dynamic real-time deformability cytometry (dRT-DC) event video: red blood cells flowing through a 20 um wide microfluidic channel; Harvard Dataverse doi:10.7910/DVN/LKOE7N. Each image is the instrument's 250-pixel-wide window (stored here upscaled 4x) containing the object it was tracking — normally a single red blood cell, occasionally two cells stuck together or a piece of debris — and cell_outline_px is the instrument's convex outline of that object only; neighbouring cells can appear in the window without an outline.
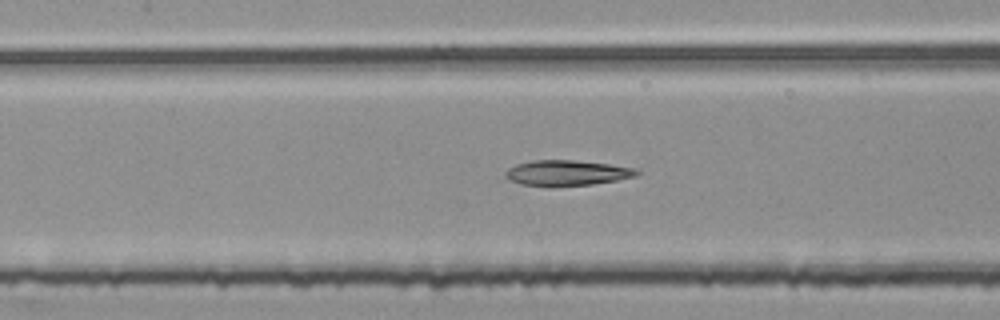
{"species": "common noctule bat (a hibernating species)", "species_latin": "Nyctalus noctula", "temperature_condition": "room temperature", "stored_images_in_passage": 53, "segment_of_instrument_passage": [2, 2], "camera_frame_rate_fps": 3000, "um_per_image_px": 0.085, "animal": {"sex": "female", "body_mass_g": 25.1}, "frame": {"image": 1, "passage_image": 24, "time_ms": 7.667, "image_size_px": [1000, 320], "cell_outline_px": [[644, 172], [636, 176], [616, 180], [592, 184], [524, 184], [512, 180], [504, 176], [504, 172], [508, 168], [516, 164], [532, 160], [572, 160], [608, 164], [640, 168]], "centroid_in_image_um": [48.28, 14.65], "position_along_channel_um": 159.1, "area_um2": 18.9}}
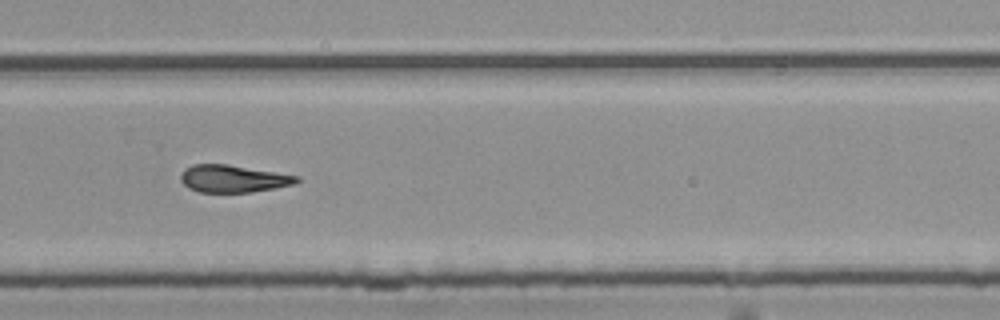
{"frame": {"image": 2, "passage_image": 36, "time_ms": 11.667, "image_size_px": [1000, 320], "cell_outline_px": [[300, 180], [296, 184], [276, 188], [252, 192], [200, 192], [188, 188], [180, 180], [180, 176], [184, 168], [192, 164], [228, 164], [300, 176]], "centroid_in_image_um": [19.83, 15.18], "position_along_channel_um": 310.0, "area_um2": 18.67}}
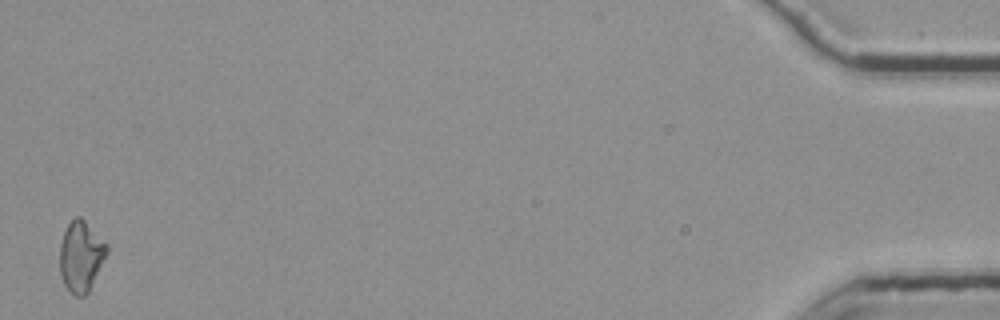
{"frame": {"image": 3, "passage_image": 53, "time_ms": 17.333, "image_size_px": [1000, 320], "cell_outline_px": [[108, 252], [88, 292], [84, 296], [76, 296], [68, 292], [64, 284], [60, 272], [60, 244], [64, 232], [68, 224], [76, 216], [80, 216], [108, 244]], "centroid_in_image_um": [6.88, 21.79], "position_along_channel_um": 428.3, "area_um2": 19.31}}